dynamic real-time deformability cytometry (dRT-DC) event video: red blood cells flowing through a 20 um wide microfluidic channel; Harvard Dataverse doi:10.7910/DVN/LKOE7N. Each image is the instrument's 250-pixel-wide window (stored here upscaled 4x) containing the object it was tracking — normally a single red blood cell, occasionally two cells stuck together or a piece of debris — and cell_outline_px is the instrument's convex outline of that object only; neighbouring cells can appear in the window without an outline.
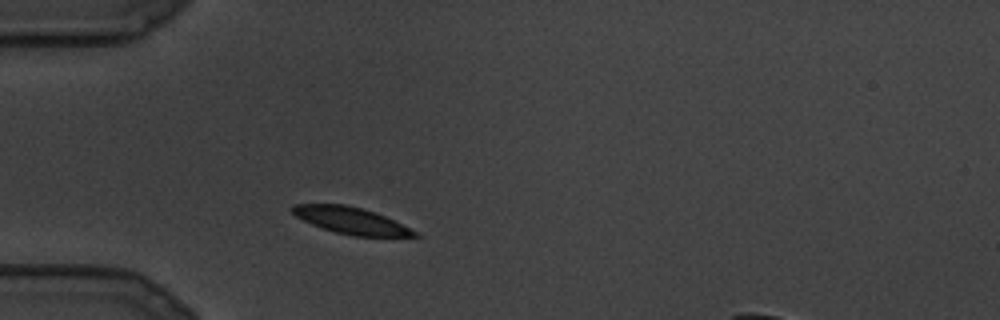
{"species": "common noctule bat (a hibernating species)", "species_latin": "Nyctalus noctula", "temperature_condition": "cold", "stored_images_in_passage": 21, "camera_frame_rate_fps": 3000, "um_per_image_px": 0.085, "animal": {"sex": "male", "body_mass_g": 19.5, "forearm_length_mm": 54.6}, "frame": {"image": 1, "passage_image": 2, "time_ms": 0.333, "image_size_px": [1000, 320], "cell_outline_px": [[420, 236], [352, 236], [336, 232], [312, 224], [296, 216], [288, 208], [292, 204], [344, 204], [376, 212], [420, 232]], "centroid_in_image_um": [29.85, 18.74], "position_along_channel_um": 55.2, "area_um2": 18.96}}
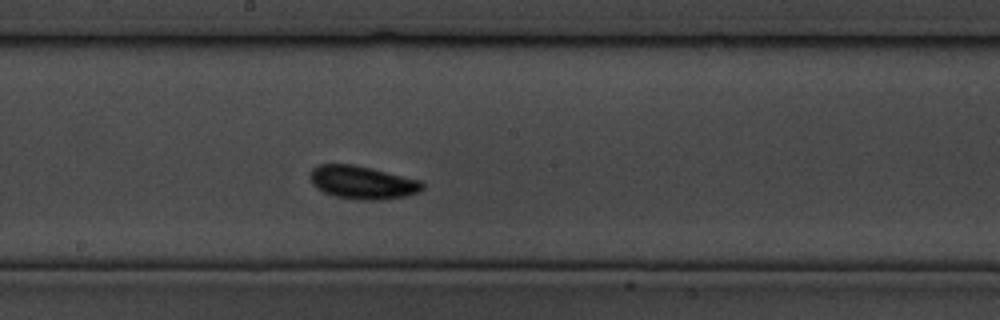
{"frame": {"image": 2, "passage_image": 10, "time_ms": 3.0, "image_size_px": [1000, 320], "cell_outline_px": [[424, 188], [420, 192], [404, 196], [372, 200], [364, 200], [336, 196], [324, 192], [316, 188], [312, 184], [308, 176], [312, 168], [316, 164], [352, 164], [372, 168], [420, 180], [424, 184]], "centroid_in_image_um": [30.77, 15.49], "position_along_channel_um": 217.4, "area_um2": 21.68}}
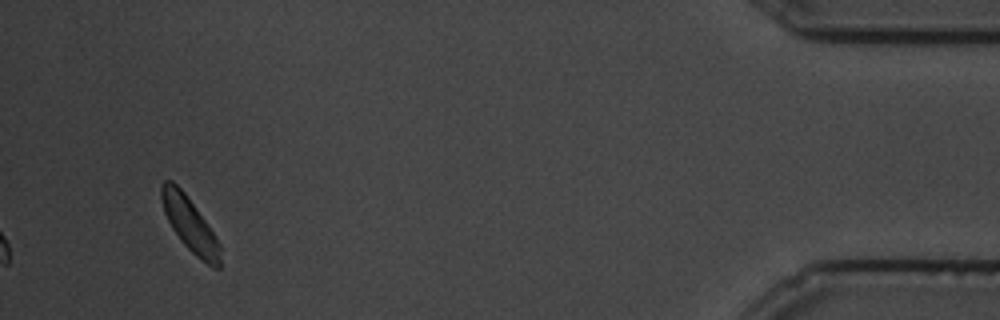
{"frame": {"image": 3, "passage_image": 21, "time_ms": 6.667, "image_size_px": [1000, 320], "cell_outline_px": [[220, 268], [212, 268], [196, 256], [184, 244], [172, 228], [164, 212], [160, 200], [160, 184], [164, 180], [172, 180], [184, 192], [204, 220], [220, 244]], "centroid_in_image_um": [16.1, 19.06], "position_along_channel_um": 419.1, "area_um2": 18.21}}